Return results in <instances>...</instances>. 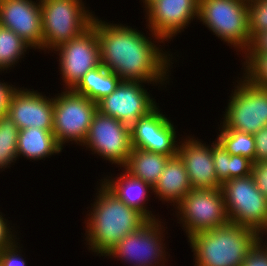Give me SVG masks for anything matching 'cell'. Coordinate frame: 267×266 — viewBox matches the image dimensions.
<instances>
[{"instance_id": "5", "label": "cell", "mask_w": 267, "mask_h": 266, "mask_svg": "<svg viewBox=\"0 0 267 266\" xmlns=\"http://www.w3.org/2000/svg\"><path fill=\"white\" fill-rule=\"evenodd\" d=\"M85 5L83 0H40L44 54L91 26L95 12Z\"/></svg>"}, {"instance_id": "21", "label": "cell", "mask_w": 267, "mask_h": 266, "mask_svg": "<svg viewBox=\"0 0 267 266\" xmlns=\"http://www.w3.org/2000/svg\"><path fill=\"white\" fill-rule=\"evenodd\" d=\"M63 149L53 134V131L31 127L20 129L17 139V158L24 157L30 161H45L61 152Z\"/></svg>"}, {"instance_id": "13", "label": "cell", "mask_w": 267, "mask_h": 266, "mask_svg": "<svg viewBox=\"0 0 267 266\" xmlns=\"http://www.w3.org/2000/svg\"><path fill=\"white\" fill-rule=\"evenodd\" d=\"M145 84L140 81H121L110 95L97 102V110L132 126L159 104Z\"/></svg>"}, {"instance_id": "24", "label": "cell", "mask_w": 267, "mask_h": 266, "mask_svg": "<svg viewBox=\"0 0 267 266\" xmlns=\"http://www.w3.org/2000/svg\"><path fill=\"white\" fill-rule=\"evenodd\" d=\"M29 49L32 48L20 36L0 25V75L24 61Z\"/></svg>"}, {"instance_id": "9", "label": "cell", "mask_w": 267, "mask_h": 266, "mask_svg": "<svg viewBox=\"0 0 267 266\" xmlns=\"http://www.w3.org/2000/svg\"><path fill=\"white\" fill-rule=\"evenodd\" d=\"M172 210L187 238L230 222L221 188L191 189Z\"/></svg>"}, {"instance_id": "19", "label": "cell", "mask_w": 267, "mask_h": 266, "mask_svg": "<svg viewBox=\"0 0 267 266\" xmlns=\"http://www.w3.org/2000/svg\"><path fill=\"white\" fill-rule=\"evenodd\" d=\"M120 169L122 172L117 173V176L115 174H107L104 177L102 176L99 181L122 202L140 212L147 220L161 219L162 217L155 215L154 211H151L147 206L150 197H152L151 194L153 195V187L143 180L132 176L123 167Z\"/></svg>"}, {"instance_id": "34", "label": "cell", "mask_w": 267, "mask_h": 266, "mask_svg": "<svg viewBox=\"0 0 267 266\" xmlns=\"http://www.w3.org/2000/svg\"><path fill=\"white\" fill-rule=\"evenodd\" d=\"M251 175L255 181L257 189L267 198V161L254 162Z\"/></svg>"}, {"instance_id": "25", "label": "cell", "mask_w": 267, "mask_h": 266, "mask_svg": "<svg viewBox=\"0 0 267 266\" xmlns=\"http://www.w3.org/2000/svg\"><path fill=\"white\" fill-rule=\"evenodd\" d=\"M215 138L230 155H241L255 162L256 148L254 134L238 130H228L218 124ZM219 133V134H218Z\"/></svg>"}, {"instance_id": "14", "label": "cell", "mask_w": 267, "mask_h": 266, "mask_svg": "<svg viewBox=\"0 0 267 266\" xmlns=\"http://www.w3.org/2000/svg\"><path fill=\"white\" fill-rule=\"evenodd\" d=\"M199 0H153L143 10L145 26L166 43L198 19ZM146 14V15H145Z\"/></svg>"}, {"instance_id": "36", "label": "cell", "mask_w": 267, "mask_h": 266, "mask_svg": "<svg viewBox=\"0 0 267 266\" xmlns=\"http://www.w3.org/2000/svg\"><path fill=\"white\" fill-rule=\"evenodd\" d=\"M0 80V117L7 114L8 105L12 93L17 89V84L13 85L10 82Z\"/></svg>"}, {"instance_id": "20", "label": "cell", "mask_w": 267, "mask_h": 266, "mask_svg": "<svg viewBox=\"0 0 267 266\" xmlns=\"http://www.w3.org/2000/svg\"><path fill=\"white\" fill-rule=\"evenodd\" d=\"M192 189L184 162L175 155L170 157L165 168L153 187V195L162 203L175 207ZM169 204V205H168Z\"/></svg>"}, {"instance_id": "30", "label": "cell", "mask_w": 267, "mask_h": 266, "mask_svg": "<svg viewBox=\"0 0 267 266\" xmlns=\"http://www.w3.org/2000/svg\"><path fill=\"white\" fill-rule=\"evenodd\" d=\"M19 239L10 247L0 251V266H27L28 262ZM21 244V245H20ZM24 253V255L22 254Z\"/></svg>"}, {"instance_id": "1", "label": "cell", "mask_w": 267, "mask_h": 266, "mask_svg": "<svg viewBox=\"0 0 267 266\" xmlns=\"http://www.w3.org/2000/svg\"><path fill=\"white\" fill-rule=\"evenodd\" d=\"M91 26L98 36L101 64L122 81L145 82L154 87L159 85L160 89L170 85L172 64L177 60L164 49L162 38L150 30L145 35L135 26L104 21L97 15Z\"/></svg>"}, {"instance_id": "17", "label": "cell", "mask_w": 267, "mask_h": 266, "mask_svg": "<svg viewBox=\"0 0 267 266\" xmlns=\"http://www.w3.org/2000/svg\"><path fill=\"white\" fill-rule=\"evenodd\" d=\"M41 22L40 0H0V25L37 51H43Z\"/></svg>"}, {"instance_id": "35", "label": "cell", "mask_w": 267, "mask_h": 266, "mask_svg": "<svg viewBox=\"0 0 267 266\" xmlns=\"http://www.w3.org/2000/svg\"><path fill=\"white\" fill-rule=\"evenodd\" d=\"M255 137V162L267 161V125L254 134Z\"/></svg>"}, {"instance_id": "11", "label": "cell", "mask_w": 267, "mask_h": 266, "mask_svg": "<svg viewBox=\"0 0 267 266\" xmlns=\"http://www.w3.org/2000/svg\"><path fill=\"white\" fill-rule=\"evenodd\" d=\"M82 147L92 151L97 158L100 156L103 161L122 168L132 150L131 126L97 110Z\"/></svg>"}, {"instance_id": "18", "label": "cell", "mask_w": 267, "mask_h": 266, "mask_svg": "<svg viewBox=\"0 0 267 266\" xmlns=\"http://www.w3.org/2000/svg\"><path fill=\"white\" fill-rule=\"evenodd\" d=\"M182 138L180 137L177 154L184 162L192 189L221 188L222 184L218 181L214 168L212 143L206 144L192 134Z\"/></svg>"}, {"instance_id": "2", "label": "cell", "mask_w": 267, "mask_h": 266, "mask_svg": "<svg viewBox=\"0 0 267 266\" xmlns=\"http://www.w3.org/2000/svg\"><path fill=\"white\" fill-rule=\"evenodd\" d=\"M84 219L87 250L103 257L127 234L142 227L148 220L115 196L101 181Z\"/></svg>"}, {"instance_id": "6", "label": "cell", "mask_w": 267, "mask_h": 266, "mask_svg": "<svg viewBox=\"0 0 267 266\" xmlns=\"http://www.w3.org/2000/svg\"><path fill=\"white\" fill-rule=\"evenodd\" d=\"M161 220H148L138 230L127 234L104 258L117 259L125 266H168L170 253L166 251L167 241L164 243L168 222Z\"/></svg>"}, {"instance_id": "23", "label": "cell", "mask_w": 267, "mask_h": 266, "mask_svg": "<svg viewBox=\"0 0 267 266\" xmlns=\"http://www.w3.org/2000/svg\"><path fill=\"white\" fill-rule=\"evenodd\" d=\"M121 81L114 72L101 64L88 71L73 90L97 103L103 97L110 95Z\"/></svg>"}, {"instance_id": "31", "label": "cell", "mask_w": 267, "mask_h": 266, "mask_svg": "<svg viewBox=\"0 0 267 266\" xmlns=\"http://www.w3.org/2000/svg\"><path fill=\"white\" fill-rule=\"evenodd\" d=\"M261 237L246 255L241 266H267V242Z\"/></svg>"}, {"instance_id": "8", "label": "cell", "mask_w": 267, "mask_h": 266, "mask_svg": "<svg viewBox=\"0 0 267 266\" xmlns=\"http://www.w3.org/2000/svg\"><path fill=\"white\" fill-rule=\"evenodd\" d=\"M53 96V134L58 145L77 144L82 146L87 138L97 103L73 89H63ZM74 142V143H73Z\"/></svg>"}, {"instance_id": "4", "label": "cell", "mask_w": 267, "mask_h": 266, "mask_svg": "<svg viewBox=\"0 0 267 266\" xmlns=\"http://www.w3.org/2000/svg\"><path fill=\"white\" fill-rule=\"evenodd\" d=\"M197 21L239 54L248 49V0H199Z\"/></svg>"}, {"instance_id": "37", "label": "cell", "mask_w": 267, "mask_h": 266, "mask_svg": "<svg viewBox=\"0 0 267 266\" xmlns=\"http://www.w3.org/2000/svg\"><path fill=\"white\" fill-rule=\"evenodd\" d=\"M267 53V31H261L250 41L248 49L244 54H264Z\"/></svg>"}, {"instance_id": "26", "label": "cell", "mask_w": 267, "mask_h": 266, "mask_svg": "<svg viewBox=\"0 0 267 266\" xmlns=\"http://www.w3.org/2000/svg\"><path fill=\"white\" fill-rule=\"evenodd\" d=\"M17 125L4 115L0 117V172L15 165L17 162Z\"/></svg>"}, {"instance_id": "38", "label": "cell", "mask_w": 267, "mask_h": 266, "mask_svg": "<svg viewBox=\"0 0 267 266\" xmlns=\"http://www.w3.org/2000/svg\"><path fill=\"white\" fill-rule=\"evenodd\" d=\"M143 2V6L142 7H146L150 2H152L153 0H140Z\"/></svg>"}, {"instance_id": "28", "label": "cell", "mask_w": 267, "mask_h": 266, "mask_svg": "<svg viewBox=\"0 0 267 266\" xmlns=\"http://www.w3.org/2000/svg\"><path fill=\"white\" fill-rule=\"evenodd\" d=\"M249 32L251 39L267 31V0H248Z\"/></svg>"}, {"instance_id": "12", "label": "cell", "mask_w": 267, "mask_h": 266, "mask_svg": "<svg viewBox=\"0 0 267 266\" xmlns=\"http://www.w3.org/2000/svg\"><path fill=\"white\" fill-rule=\"evenodd\" d=\"M52 52L59 57L58 75L62 76L63 89H74L88 71L101 65L98 36L92 26L80 36L57 46Z\"/></svg>"}, {"instance_id": "27", "label": "cell", "mask_w": 267, "mask_h": 266, "mask_svg": "<svg viewBox=\"0 0 267 266\" xmlns=\"http://www.w3.org/2000/svg\"><path fill=\"white\" fill-rule=\"evenodd\" d=\"M241 56L242 75L256 86L267 87V53Z\"/></svg>"}, {"instance_id": "16", "label": "cell", "mask_w": 267, "mask_h": 266, "mask_svg": "<svg viewBox=\"0 0 267 266\" xmlns=\"http://www.w3.org/2000/svg\"><path fill=\"white\" fill-rule=\"evenodd\" d=\"M48 96L34 88L18 86L10 98L7 116L19 130L37 127L53 131L54 103L53 96Z\"/></svg>"}, {"instance_id": "15", "label": "cell", "mask_w": 267, "mask_h": 266, "mask_svg": "<svg viewBox=\"0 0 267 266\" xmlns=\"http://www.w3.org/2000/svg\"><path fill=\"white\" fill-rule=\"evenodd\" d=\"M160 109L157 105L131 126V145L132 148L173 157L177 155L180 142L175 131L178 127Z\"/></svg>"}, {"instance_id": "7", "label": "cell", "mask_w": 267, "mask_h": 266, "mask_svg": "<svg viewBox=\"0 0 267 266\" xmlns=\"http://www.w3.org/2000/svg\"><path fill=\"white\" fill-rule=\"evenodd\" d=\"M239 75L237 81L232 82L234 89L228 96L225 114L222 121H219L220 126L228 130L255 134L267 125V87L256 86L242 73Z\"/></svg>"}, {"instance_id": "3", "label": "cell", "mask_w": 267, "mask_h": 266, "mask_svg": "<svg viewBox=\"0 0 267 266\" xmlns=\"http://www.w3.org/2000/svg\"><path fill=\"white\" fill-rule=\"evenodd\" d=\"M255 230L227 223L198 232L188 239L194 266H241L251 248L261 238Z\"/></svg>"}, {"instance_id": "22", "label": "cell", "mask_w": 267, "mask_h": 266, "mask_svg": "<svg viewBox=\"0 0 267 266\" xmlns=\"http://www.w3.org/2000/svg\"><path fill=\"white\" fill-rule=\"evenodd\" d=\"M170 157L140 148H132L128 161L123 168L132 176L154 187Z\"/></svg>"}, {"instance_id": "32", "label": "cell", "mask_w": 267, "mask_h": 266, "mask_svg": "<svg viewBox=\"0 0 267 266\" xmlns=\"http://www.w3.org/2000/svg\"><path fill=\"white\" fill-rule=\"evenodd\" d=\"M6 218L5 214L0 211V251L12 246L18 239H20L18 234L20 231L16 230L14 228L15 224L12 225L11 221Z\"/></svg>"}, {"instance_id": "10", "label": "cell", "mask_w": 267, "mask_h": 266, "mask_svg": "<svg viewBox=\"0 0 267 266\" xmlns=\"http://www.w3.org/2000/svg\"><path fill=\"white\" fill-rule=\"evenodd\" d=\"M221 190L230 222L267 237V198L257 189L252 175L225 181Z\"/></svg>"}, {"instance_id": "33", "label": "cell", "mask_w": 267, "mask_h": 266, "mask_svg": "<svg viewBox=\"0 0 267 266\" xmlns=\"http://www.w3.org/2000/svg\"><path fill=\"white\" fill-rule=\"evenodd\" d=\"M253 162L241 155H230L229 180L251 175Z\"/></svg>"}, {"instance_id": "29", "label": "cell", "mask_w": 267, "mask_h": 266, "mask_svg": "<svg viewBox=\"0 0 267 266\" xmlns=\"http://www.w3.org/2000/svg\"><path fill=\"white\" fill-rule=\"evenodd\" d=\"M212 157L217 179L223 184L229 180L230 154L216 139L212 141Z\"/></svg>"}]
</instances>
